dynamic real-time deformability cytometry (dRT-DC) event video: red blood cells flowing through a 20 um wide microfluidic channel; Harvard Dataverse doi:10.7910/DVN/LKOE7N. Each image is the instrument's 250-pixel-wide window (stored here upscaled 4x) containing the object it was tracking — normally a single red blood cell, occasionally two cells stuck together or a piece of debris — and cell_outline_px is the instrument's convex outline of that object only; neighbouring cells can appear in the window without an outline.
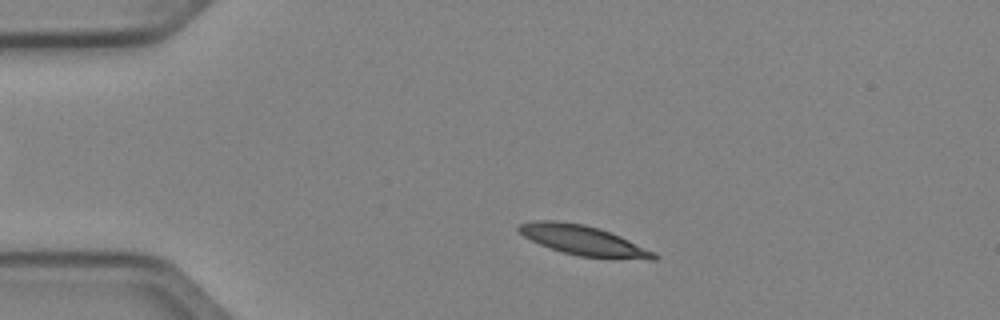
{"species": "Egyptian fruit bat (a non-hibernating species)", "species_latin": "Rousettus aegyptiacus", "temperature_condition": "cold", "stored_images_in_passage": 46, "camera_frame_rate_fps": 3000, "um_per_image_px": 0.085, "animal": {"sex": "female"}, "frame": {"image": 1, "passage_image": 6, "time_ms": 1.667, "image_size_px": [1000, 320], "cell_outline_px": [[660, 256], [656, 260], [648, 260], [580, 256], [564, 252], [540, 244], [524, 236], [516, 228], [520, 224], [536, 220], [556, 220], [584, 224], [600, 228], [620, 236], [656, 252]], "centroid_in_image_um": [49.64, 20.43], "position_along_channel_um": 35.4, "area_um2": 23.41}}
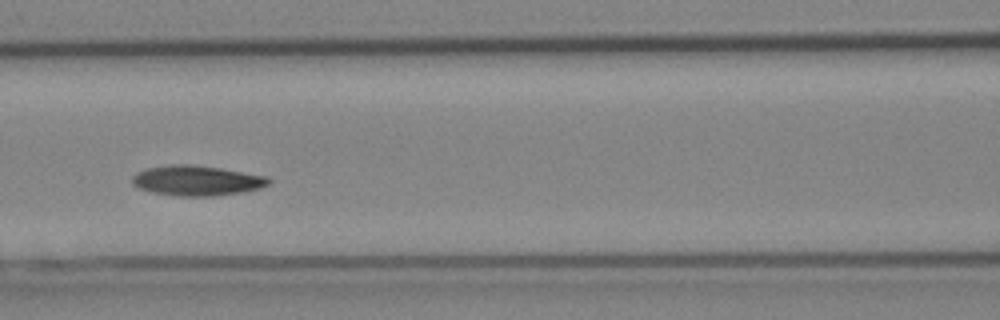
{"frame": {"image": 2, "passage_image": 18, "time_ms": 5.667, "image_size_px": [1000, 320], "cell_outline_px": [[272, 180], [268, 184], [260, 188], [244, 192], [216, 196], [180, 196], [152, 192], [140, 188], [132, 184], [132, 176], [136, 172], [148, 168], [168, 164], [192, 164], [220, 168], [268, 176]], "centroid_in_image_um": [16.74, 15.34], "position_along_channel_um": 149.9, "area_um2": 24.1}}
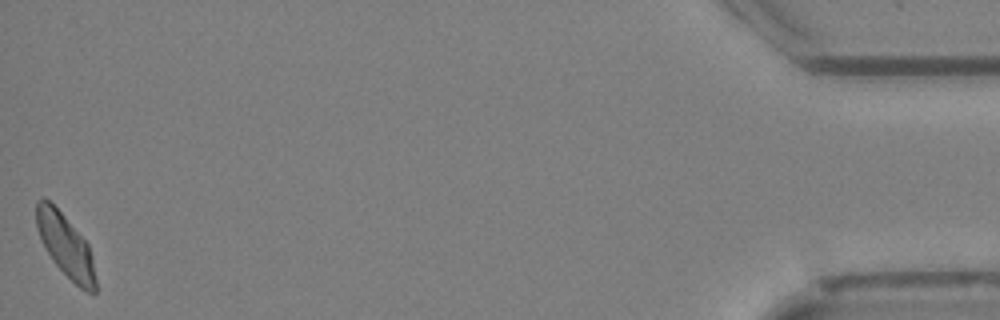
{"frame": {"image": 3, "passage_image": 46, "time_ms": 15.0, "image_size_px": [1000, 320], "cell_outline_px": [[96, 292], [92, 296], [80, 288], [52, 260], [36, 228], [36, 200], [40, 196], [44, 196], [64, 216], [88, 244], [92, 256], [96, 280]], "centroid_in_image_um": [5.58, 20.88], "position_along_channel_um": 429.6, "area_um2": 21.44}, "authors_computed_cell_mechanics": {"area_um2": 22.7732, "velocity_mm_per_s": 3.9803, "shape_relaxation_time_tau1_ms": 3.7205, "shape_relaxation_time_tau2_ms": 5.194, "deformation_change_tau1": 0.1169, "deformation_change_tau2": 0.0887}}